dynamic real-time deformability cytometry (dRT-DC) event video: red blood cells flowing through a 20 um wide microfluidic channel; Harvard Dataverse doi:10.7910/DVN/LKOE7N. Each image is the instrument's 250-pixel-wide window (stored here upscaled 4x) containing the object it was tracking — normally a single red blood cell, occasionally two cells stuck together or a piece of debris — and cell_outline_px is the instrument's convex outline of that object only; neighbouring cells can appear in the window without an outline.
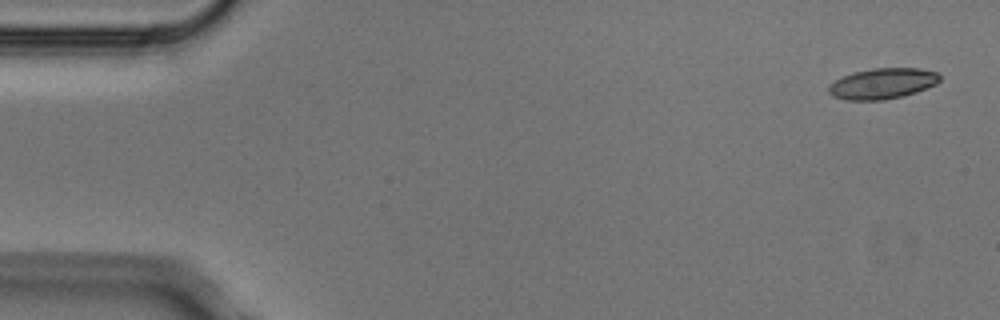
{"species": "Egyptian fruit bat (a non-hibernating species)", "species_latin": "Rousettus aegyptiacus", "temperature_condition": "cold", "stored_images_in_passage": 5, "camera_frame_rate_fps": 3000, "um_per_image_px": 0.085, "animal": {"sex": "male"}, "frame": {"image": 1, "passage_image": 1, "time_ms": 0.0, "image_size_px": [1000, 320], "cell_outline_px": [[940, 80], [936, 84], [916, 92], [904, 96], [884, 100], [848, 100], [832, 96], [828, 92], [828, 88], [836, 80], [852, 72], [872, 68], [920, 68], [936, 72], [940, 76]], "centroid_in_image_um": [75.03, 7.1], "position_along_channel_um": 10.0, "area_um2": 19.88}}